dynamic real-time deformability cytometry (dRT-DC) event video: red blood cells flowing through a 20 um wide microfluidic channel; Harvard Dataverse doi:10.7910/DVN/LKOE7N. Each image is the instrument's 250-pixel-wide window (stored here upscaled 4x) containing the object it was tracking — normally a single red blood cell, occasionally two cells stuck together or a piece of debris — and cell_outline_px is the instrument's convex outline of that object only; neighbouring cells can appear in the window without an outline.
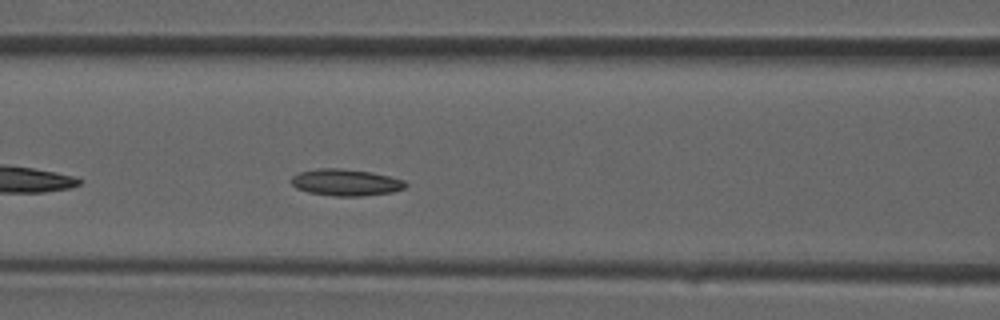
{"species": "common noctule bat (a hibernating species)", "species_latin": "Nyctalus noctula", "temperature_condition": "room temperature", "stored_images_in_passage": 28, "camera_frame_rate_fps": 3000, "um_per_image_px": 0.085, "animal": {"sex": "male", "forearm_length_mm": 52.5}, "frame": {"image": 1, "passage_image": 11, "time_ms": 3.333, "image_size_px": [1000, 320], "cell_outline_px": [[408, 184], [404, 188], [392, 192], [360, 196], [332, 196], [308, 192], [296, 188], [292, 184], [292, 176], [300, 172], [316, 168], [340, 168], [372, 172], [404, 180]], "centroid_in_image_um": [29.38, 15.5], "position_along_channel_um": 137.2, "area_um2": 17.74}}
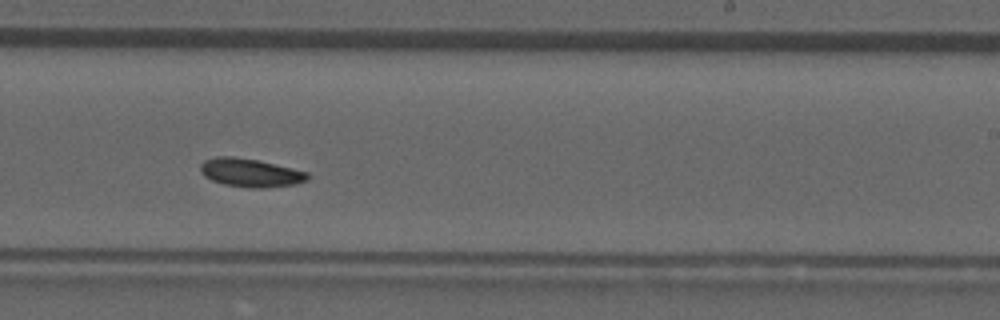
{"frame": {"image": 2, "passage_image": 18, "time_ms": 5.667, "image_size_px": [1000, 320], "cell_outline_px": [[308, 180], [296, 184], [260, 188], [248, 188], [224, 184], [212, 180], [204, 176], [200, 172], [200, 164], [204, 160], [216, 156], [232, 156], [256, 160], [292, 168], [308, 172]], "centroid_in_image_um": [21.25, 14.68], "position_along_channel_um": 267.7, "area_um2": 17.69}}